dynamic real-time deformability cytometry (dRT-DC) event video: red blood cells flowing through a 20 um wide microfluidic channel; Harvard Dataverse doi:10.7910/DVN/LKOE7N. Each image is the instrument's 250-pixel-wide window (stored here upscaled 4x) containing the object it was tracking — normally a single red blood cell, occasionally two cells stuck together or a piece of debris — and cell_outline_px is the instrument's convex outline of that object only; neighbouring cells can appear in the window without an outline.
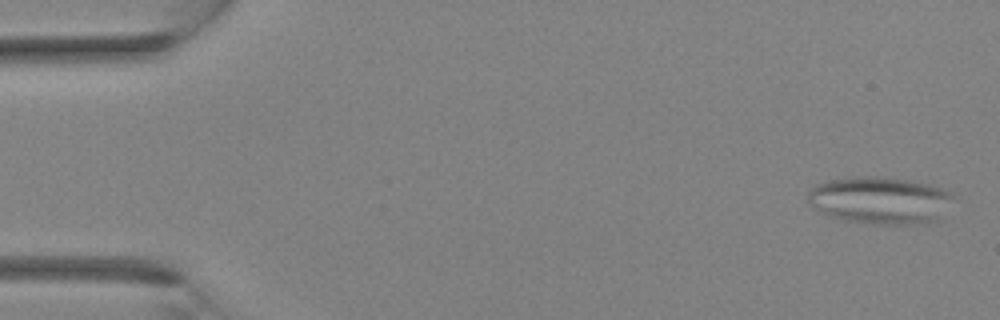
{"species": "Egyptian fruit bat (a non-hibernating species)", "species_latin": "Rousettus aegyptiacus", "temperature_condition": "room temperature", "stored_images_in_passage": 34, "camera_frame_rate_fps": 3000, "um_per_image_px": 0.085, "animal": {"sex": "female"}, "frame": {"image": 1, "passage_image": 1, "time_ms": 0.0, "image_size_px": [1000, 320], "cell_outline_px": [[952, 196], [940, 220], [908, 224], [872, 224], [844, 220], [828, 216], [812, 208], [808, 204], [808, 188], [816, 184], [828, 180], [852, 176], [880, 176], [912, 180], [928, 184], [952, 192]], "centroid_in_image_um": [74.73, 17.01], "position_along_channel_um": 10.3, "area_um2": 40.4}}
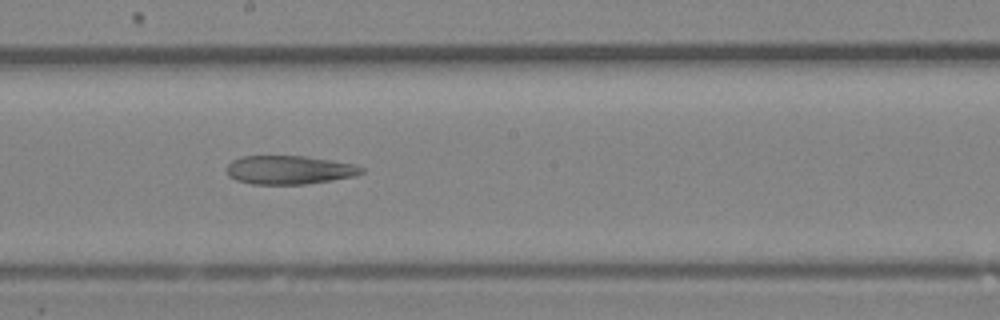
{"frame": {"image": 2, "passage_image": 19, "time_ms": 6.0, "image_size_px": [1000, 320], "cell_outline_px": [[364, 172], [352, 176], [332, 180], [304, 184], [252, 184], [236, 180], [228, 176], [224, 168], [232, 160], [244, 156], [304, 156], [332, 160], [352, 164], [364, 168]], "centroid_in_image_um": [24.53, 14.44], "position_along_channel_um": 223.7, "area_um2": 22.48}}
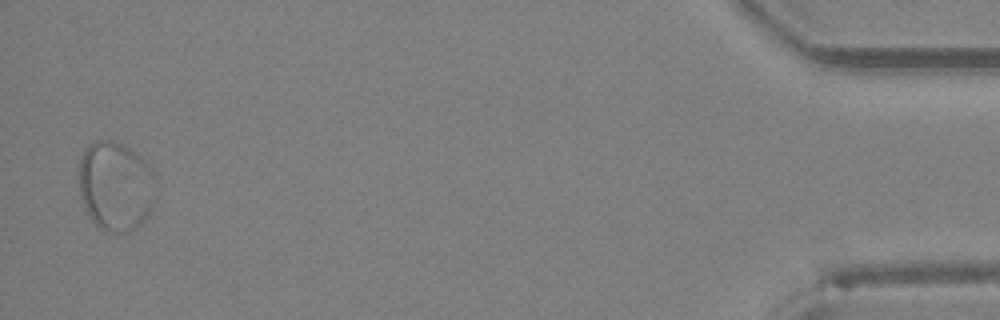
{"frame": {"image": 3, "passage_image": 34, "time_ms": 11.0, "image_size_px": [1000, 320], "cell_outline_px": [[156, 200], [148, 216], [136, 228], [128, 232], [108, 232], [100, 228], [88, 216], [80, 200], [80, 156], [84, 148], [88, 144], [96, 140], [112, 140], [136, 152], [152, 168], [156, 176]], "centroid_in_image_um": [9.85, 15.82], "position_along_channel_um": 425.3, "area_um2": 40.86}}